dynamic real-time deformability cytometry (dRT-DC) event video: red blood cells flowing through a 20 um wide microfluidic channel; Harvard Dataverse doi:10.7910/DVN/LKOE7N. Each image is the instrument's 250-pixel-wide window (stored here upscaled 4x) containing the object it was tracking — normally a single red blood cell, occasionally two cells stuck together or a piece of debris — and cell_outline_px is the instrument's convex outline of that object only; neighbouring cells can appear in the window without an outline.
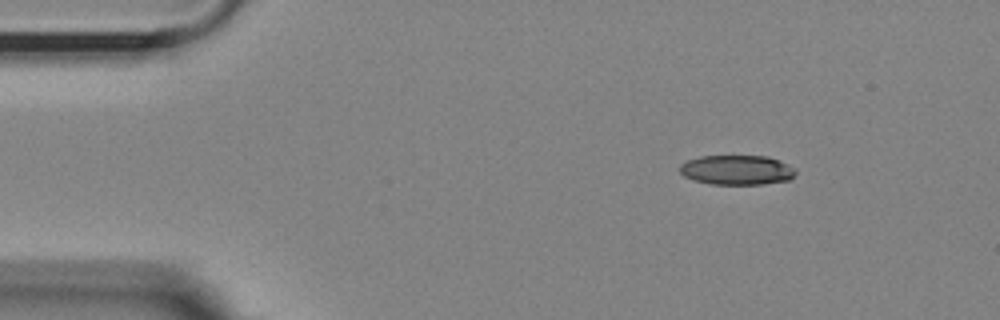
{"species": "Egyptian fruit bat (a non-hibernating species)", "species_latin": "Rousettus aegyptiacus", "temperature_condition": "room temperature", "stored_images_in_passage": 48, "camera_frame_rate_fps": 3000, "um_per_image_px": 0.085, "animal": {"sex": "female"}, "frame": {"image": 1, "passage_image": 1, "time_ms": 0.0, "image_size_px": [1000, 320], "cell_outline_px": [[796, 172], [788, 180], [760, 184], [712, 184], [696, 180], [684, 176], [680, 172], [680, 164], [688, 160], [700, 156], [768, 156], [796, 168]], "centroid_in_image_um": [62.63, 14.44], "position_along_channel_um": 22.4, "area_um2": 19.83}}
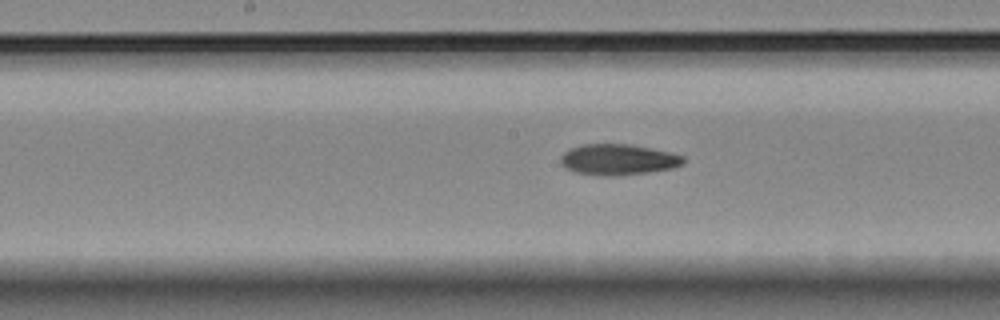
{"frame": {"image": 2, "passage_image": 21, "time_ms": 6.667, "image_size_px": [1000, 320], "cell_outline_px": [[684, 164], [672, 168], [644, 172], [612, 176], [576, 172], [568, 168], [560, 160], [560, 156], [564, 152], [580, 144], [632, 144], [672, 152], [684, 156]], "centroid_in_image_um": [52.58, 13.54], "position_along_channel_um": 195.6, "area_um2": 21.79}}
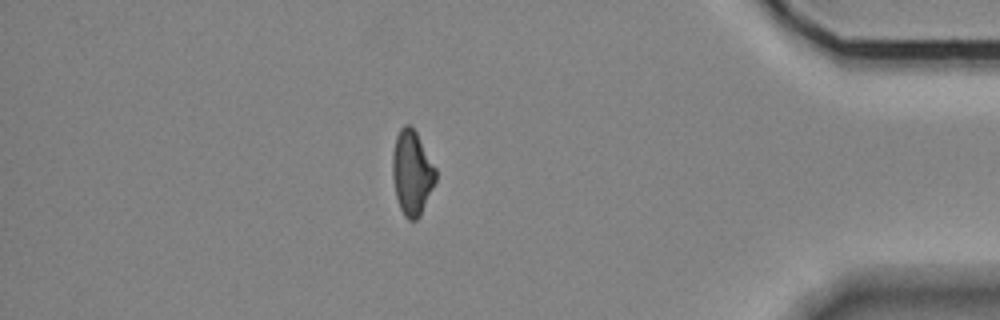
{"frame": {"image": 3, "passage_image": 41, "time_ms": 13.333, "image_size_px": [1000, 320], "cell_outline_px": [[436, 180], [420, 216], [416, 220], [408, 220], [404, 216], [400, 208], [396, 196], [392, 176], [392, 156], [396, 136], [400, 128], [404, 124], [408, 124], [416, 132], [436, 168]], "centroid_in_image_um": [35.01, 14.69], "position_along_channel_um": 400.2, "area_um2": 21.21}, "authors_computed_cell_mechanics": {"area_um2": 21.5883, "velocity_mm_per_s": 3.634, "shape_relaxation_time_tau1_ms": 6.7728, "shape_relaxation_time_tau2_ms": 10.1161, "deformation_change_tau1": 0.2044, "deformation_change_tau2": 0.2002}}